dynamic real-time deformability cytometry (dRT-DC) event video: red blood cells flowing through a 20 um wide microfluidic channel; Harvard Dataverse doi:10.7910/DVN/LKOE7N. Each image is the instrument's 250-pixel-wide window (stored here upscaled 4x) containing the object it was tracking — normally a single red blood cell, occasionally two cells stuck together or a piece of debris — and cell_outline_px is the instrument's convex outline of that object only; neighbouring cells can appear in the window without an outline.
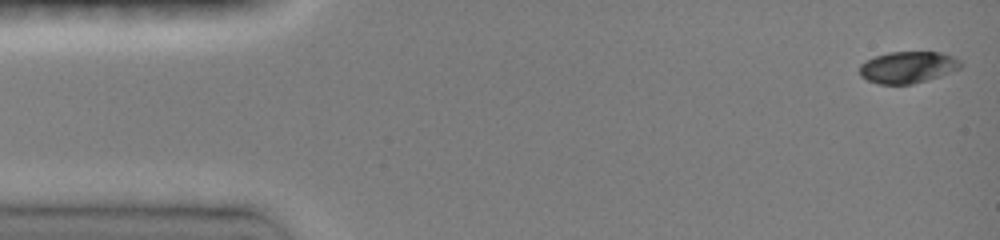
{"species": "common noctule bat (a hibernating species)", "species_latin": "Nyctalus noctula", "temperature_condition": "room temperature", "stored_images_in_passage": 9, "camera_frame_rate_fps": 3000, "um_per_image_px": 0.085, "animal": {"sex": "female", "body_mass_g": 19.0, "forearm_length_mm": 51.5}, "frame": {"image": 1, "passage_image": 1, "time_ms": 0.0, "image_size_px": [1000, 240], "cell_outline_px": [[964, 64], [960, 68], [940, 76], [912, 84], [880, 84], [868, 80], [860, 76], [860, 64], [876, 56], [888, 52], [940, 52], [952, 56], [960, 60]], "centroid_in_image_um": [77.18, 5.71], "position_along_channel_um": 7.8, "area_um2": 18.55}}
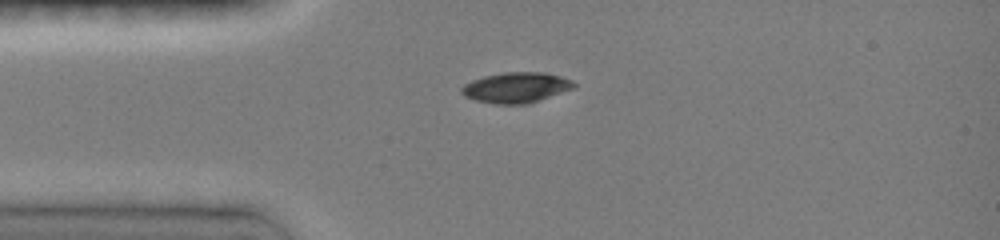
{"frame": {"image": 2, "passage_image": 7, "time_ms": 3.333, "image_size_px": [1000, 240], "cell_outline_px": [[576, 84], [572, 88], [528, 104], [496, 104], [476, 100], [464, 96], [460, 92], [460, 88], [464, 84], [472, 80], [484, 76], [504, 72], [544, 72], [560, 76], [572, 80]], "centroid_in_image_um": [43.83, 7.43], "position_along_channel_um": 41.2, "area_um2": 19.83}}